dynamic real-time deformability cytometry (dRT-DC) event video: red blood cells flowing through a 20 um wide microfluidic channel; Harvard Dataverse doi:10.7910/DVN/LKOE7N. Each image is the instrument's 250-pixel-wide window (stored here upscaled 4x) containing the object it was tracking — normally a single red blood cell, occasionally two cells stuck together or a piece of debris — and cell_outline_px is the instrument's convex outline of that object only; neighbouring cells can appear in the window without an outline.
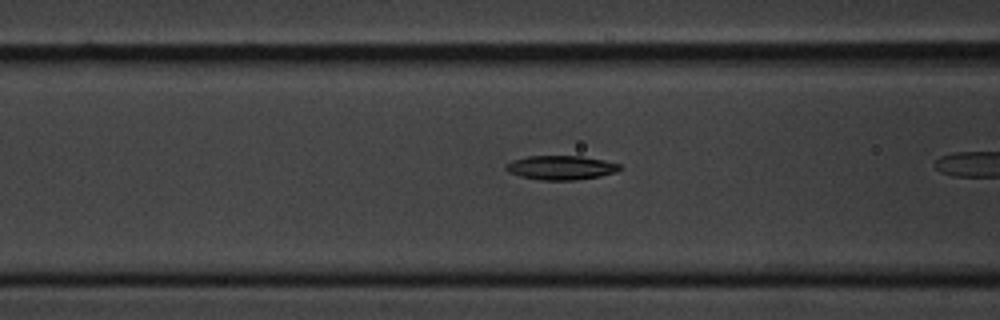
{"species": "common noctule bat (a hibernating species)", "species_latin": "Nyctalus noctula", "temperature_condition": "cold", "stored_images_in_passage": 41, "segment_of_instrument_passage": [1, 2], "camera_frame_rate_fps": 3000, "um_per_image_px": 0.085, "animal": {"sex": "male", "body_mass_g": 20.1, "forearm_length_mm": 53.5}, "frame": {"image": 1, "passage_image": 18, "time_ms": 5.667, "image_size_px": [1000, 320], "cell_outline_px": [[620, 168], [616, 172], [600, 176], [576, 180], [540, 180], [520, 176], [508, 172], [504, 168], [504, 164], [512, 160], [528, 156], [580, 156], [604, 160], [620, 164]], "centroid_in_image_um": [47.64, 14.25], "position_along_channel_um": 119.0, "area_um2": 16.07}}
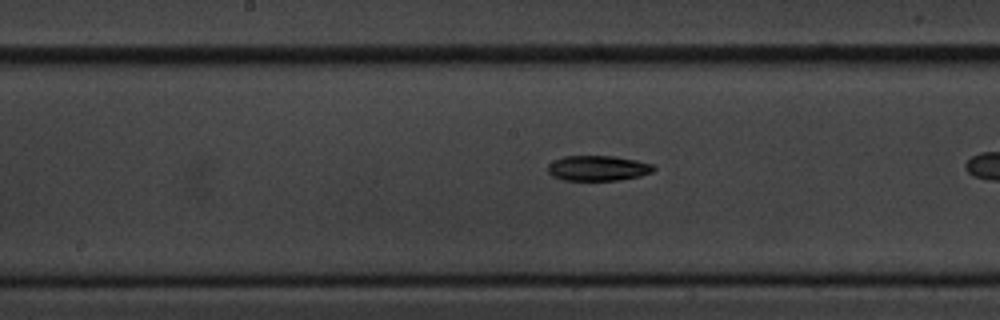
{"frame": {"image": 2, "passage_image": 25, "time_ms": 8.0, "image_size_px": [1000, 320], "cell_outline_px": [[656, 168], [652, 172], [640, 176], [620, 180], [564, 180], [552, 176], [548, 172], [548, 164], [552, 160], [564, 156], [612, 156], [636, 160], [652, 164]], "centroid_in_image_um": [50.8, 14.29], "position_along_channel_um": 197.4, "area_um2": 15.61}}
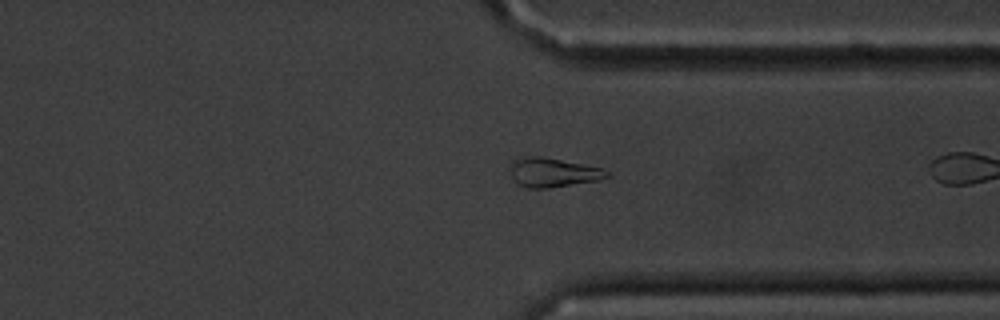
{"frame": {"image": 3, "passage_image": 40, "time_ms": 13.0, "image_size_px": [1000, 320], "cell_outline_px": [[608, 176], [600, 180], [548, 188], [528, 188], [516, 184], [512, 176], [508, 164], [512, 160], [532, 156], [540, 156], [600, 168], [608, 172]], "centroid_in_image_um": [46.92, 14.67], "position_along_channel_um": 364.5, "area_um2": 16.24}}